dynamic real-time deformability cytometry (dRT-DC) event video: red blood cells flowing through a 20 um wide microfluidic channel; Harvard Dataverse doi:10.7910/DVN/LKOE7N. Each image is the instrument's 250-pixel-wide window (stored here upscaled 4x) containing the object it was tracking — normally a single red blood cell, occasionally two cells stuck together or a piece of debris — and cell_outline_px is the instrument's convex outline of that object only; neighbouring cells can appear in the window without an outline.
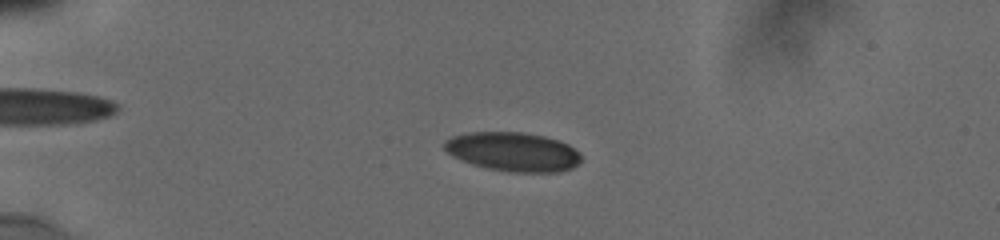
{"species": "human", "species_latin": "Homo sapiens", "temperature_condition": "cold", "stored_images_in_passage": 20, "camera_frame_rate_fps": 3000, "um_per_image_px": 0.085, "donor": {"sex": "male"}, "frame": {"image": 1, "passage_image": 8, "time_ms": 4.667, "image_size_px": [1000, 240], "cell_outline_px": [[580, 160], [572, 168], [560, 172], [512, 172], [488, 168], [472, 164], [460, 160], [452, 156], [440, 144], [444, 140], [452, 136], [468, 132], [524, 132], [544, 136], [568, 144], [580, 152]], "centroid_in_image_um": [43.57, 12.89], "position_along_channel_um": 41.4, "area_um2": 31.27}}
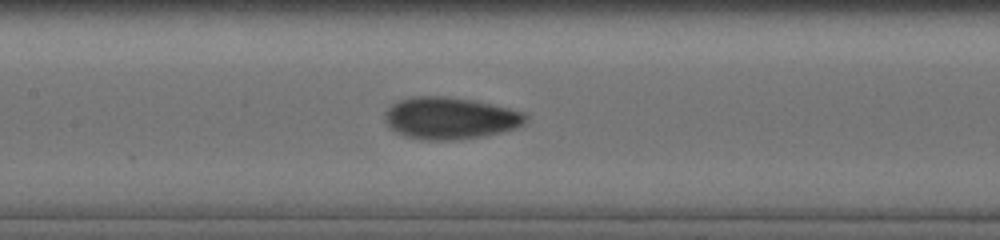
{"frame": {"image": 2, "passage_image": 16, "time_ms": 9.333, "image_size_px": [1000, 240], "cell_outline_px": [[528, 116], [524, 124], [516, 128], [484, 136], [456, 140], [424, 140], [404, 136], [396, 132], [384, 120], [384, 112], [392, 104], [400, 100], [412, 96], [444, 96], [472, 100], [508, 108], [524, 112]], "centroid_in_image_um": [38.24, 10.05], "position_along_channel_um": 169.2, "area_um2": 34.45}}
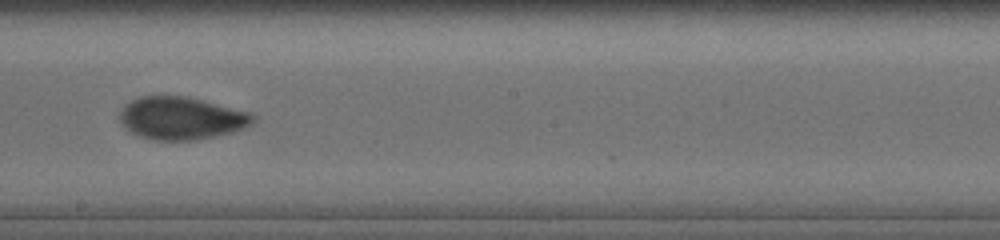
{"frame": {"image": 3, "passage_image": 19, "time_ms": 11.0, "image_size_px": [1000, 240], "cell_outline_px": [[256, 120], [252, 124], [244, 128], [232, 132], [196, 140], [152, 140], [140, 136], [132, 132], [120, 120], [120, 112], [124, 104], [140, 96], [184, 96], [252, 112], [256, 116]], "centroid_in_image_um": [15.45, 10.04], "position_along_channel_um": 232.7, "area_um2": 33.0}}